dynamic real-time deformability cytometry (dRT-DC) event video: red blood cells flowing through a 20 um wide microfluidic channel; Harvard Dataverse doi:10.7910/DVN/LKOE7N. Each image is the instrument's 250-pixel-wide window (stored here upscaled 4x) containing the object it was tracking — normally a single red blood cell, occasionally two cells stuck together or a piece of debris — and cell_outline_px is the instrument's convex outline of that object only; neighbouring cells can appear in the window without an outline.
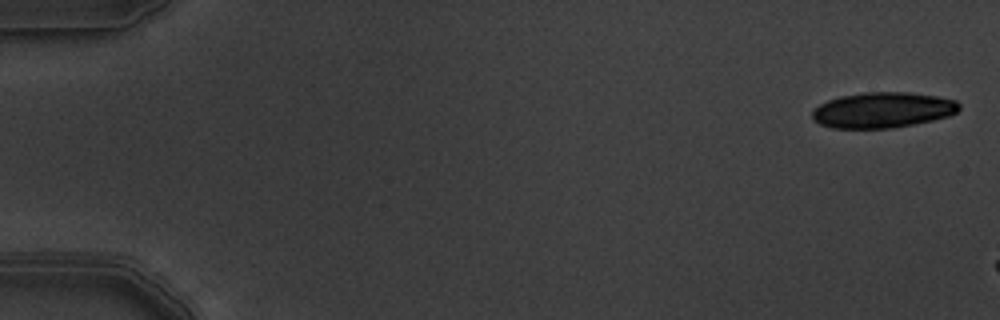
{"species": "common noctule bat (a hibernating species)", "species_latin": "Nyctalus noctula", "temperature_condition": "warm", "stored_images_in_passage": 3, "camera_frame_rate_fps": 3000, "um_per_image_px": 0.085, "animal": {"sex": "male", "body_mass_g": 19.5, "forearm_length_mm": 54.6}, "frame": {"image": 1, "passage_image": 1, "time_ms": 0.0, "image_size_px": [1000, 320], "cell_outline_px": [[960, 108], [956, 112], [948, 116], [932, 120], [892, 128], [832, 128], [820, 124], [812, 120], [812, 112], [820, 104], [828, 100], [840, 96], [864, 92], [908, 92], [936, 96], [956, 100], [960, 104]], "centroid_in_image_um": [75.02, 9.35], "position_along_channel_um": 10.0, "area_um2": 30.4}}